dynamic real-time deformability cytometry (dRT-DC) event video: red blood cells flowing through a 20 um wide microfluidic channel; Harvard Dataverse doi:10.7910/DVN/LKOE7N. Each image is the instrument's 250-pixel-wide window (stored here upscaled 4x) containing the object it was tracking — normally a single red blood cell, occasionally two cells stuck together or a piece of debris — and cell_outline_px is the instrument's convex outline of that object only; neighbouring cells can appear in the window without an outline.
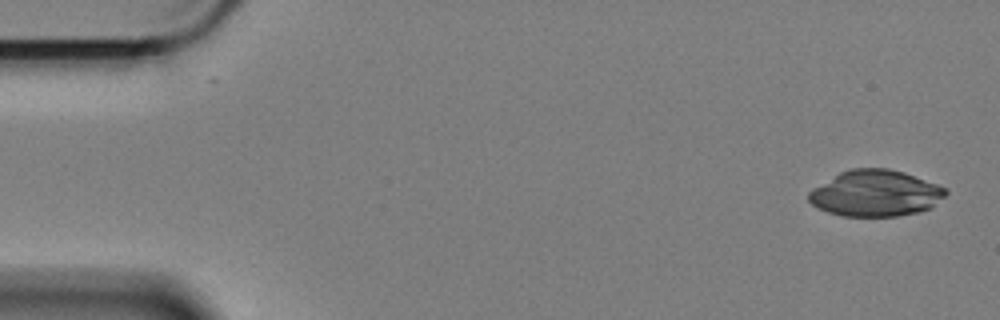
{"species": "Egyptian fruit bat (a non-hibernating species)", "species_latin": "Rousettus aegyptiacus", "temperature_condition": "cold", "stored_images_in_passage": 53, "camera_frame_rate_fps": 3000, "um_per_image_px": 0.085, "animal": {"sex": "female"}, "frame": {"image": 1, "passage_image": 1, "time_ms": 0.0, "image_size_px": [1000, 320], "cell_outline_px": [[948, 192], [932, 208], [920, 212], [896, 216], [844, 216], [828, 212], [812, 204], [808, 200], [808, 192], [812, 188], [840, 172], [852, 168], [888, 168], [904, 172], [948, 188]], "centroid_in_image_um": [74.43, 16.43], "position_along_channel_um": 10.6, "area_um2": 36.99}}
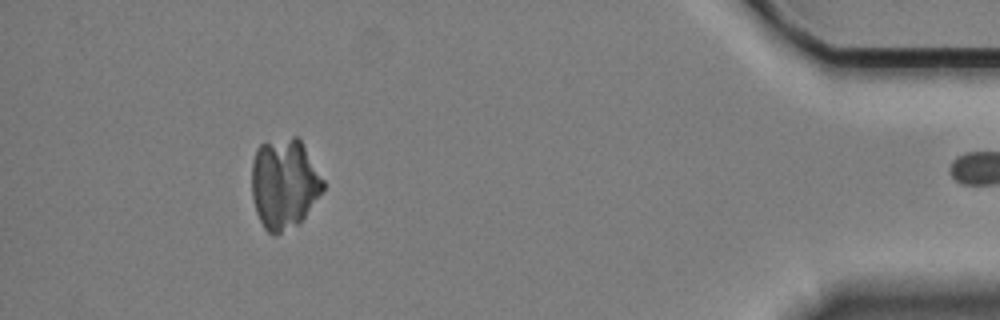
{"frame": {"image": 2, "passage_image": 52, "time_ms": 17.0, "image_size_px": [1000, 320], "cell_outline_px": [[324, 188], [300, 224], [276, 236], [268, 232], [264, 228], [256, 212], [252, 196], [252, 160], [256, 148], [260, 144], [292, 136], [296, 136], [300, 140], [324, 180]], "centroid_in_image_um": [24.14, 15.64], "position_along_channel_um": 411.1, "area_um2": 37.69}}